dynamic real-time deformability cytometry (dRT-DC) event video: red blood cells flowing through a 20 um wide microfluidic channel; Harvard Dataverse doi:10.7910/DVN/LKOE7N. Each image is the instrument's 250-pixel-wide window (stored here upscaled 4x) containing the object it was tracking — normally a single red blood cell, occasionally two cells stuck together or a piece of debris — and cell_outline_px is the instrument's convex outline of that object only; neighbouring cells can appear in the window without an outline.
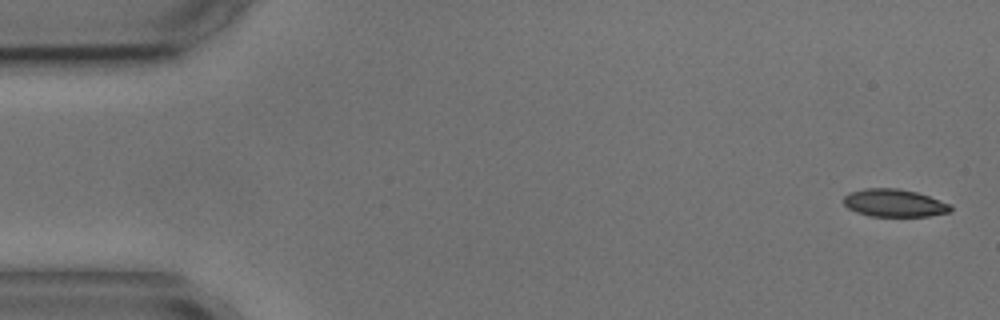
{"species": "common noctule bat (a hibernating species)", "species_latin": "Nyctalus noctula", "temperature_condition": "cold", "stored_images_in_passage": 9, "camera_frame_rate_fps": 3000, "um_per_image_px": 0.085, "animal": {"sex": "male", "body_mass_g": 17.9, "forearm_length_mm": 54.2}, "frame": {"image": 1, "passage_image": 1, "time_ms": 0.0, "image_size_px": [1000, 320], "cell_outline_px": [[952, 212], [928, 216], [868, 216], [856, 212], [848, 208], [844, 204], [844, 196], [848, 192], [864, 188], [896, 188], [916, 192], [952, 204]], "centroid_in_image_um": [76.01, 17.25], "position_along_channel_um": 9.0, "area_um2": 17.4}}
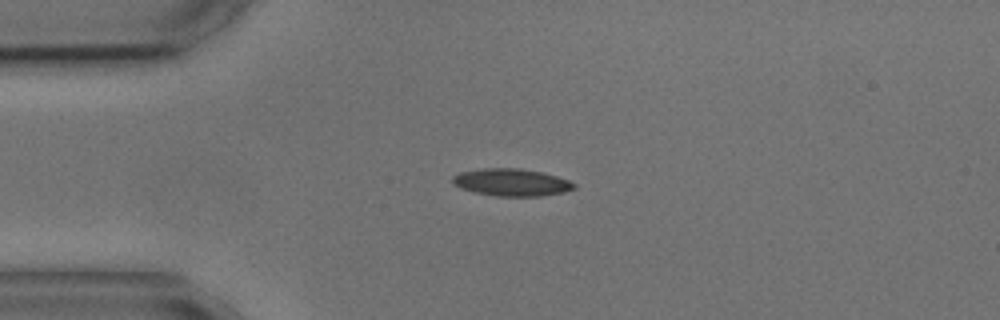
{"frame": {"image": 2, "passage_image": 4, "time_ms": 3.667, "image_size_px": [1000, 320], "cell_outline_px": [[576, 188], [564, 192], [540, 196], [496, 196], [476, 192], [460, 188], [452, 184], [452, 176], [460, 172], [484, 168], [520, 168], [540, 172], [556, 176], [568, 180], [576, 184]], "centroid_in_image_um": [43.46, 15.5], "position_along_channel_um": 41.5, "area_um2": 19.31}}
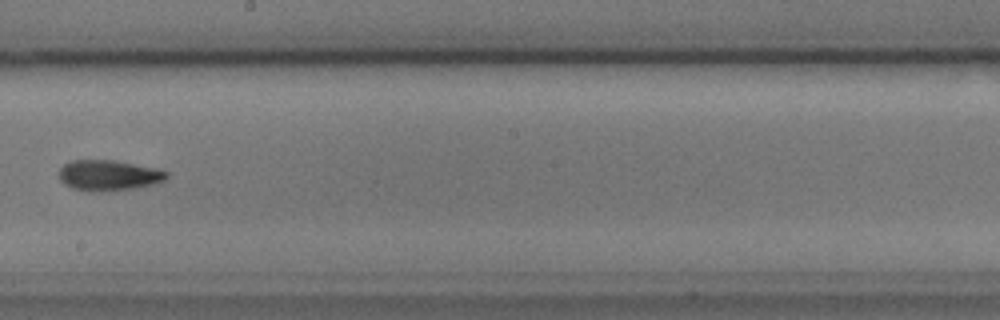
{"frame": {"image": 3, "passage_image": 9, "time_ms": 9.667, "image_size_px": [1000, 320], "cell_outline_px": [[168, 176], [164, 180], [152, 184], [136, 188], [100, 192], [72, 188], [64, 184], [60, 180], [60, 168], [64, 164], [72, 160], [112, 160], [156, 168], [168, 172]], "centroid_in_image_um": [9.23, 14.9], "position_along_channel_um": 239.0, "area_um2": 19.02}}